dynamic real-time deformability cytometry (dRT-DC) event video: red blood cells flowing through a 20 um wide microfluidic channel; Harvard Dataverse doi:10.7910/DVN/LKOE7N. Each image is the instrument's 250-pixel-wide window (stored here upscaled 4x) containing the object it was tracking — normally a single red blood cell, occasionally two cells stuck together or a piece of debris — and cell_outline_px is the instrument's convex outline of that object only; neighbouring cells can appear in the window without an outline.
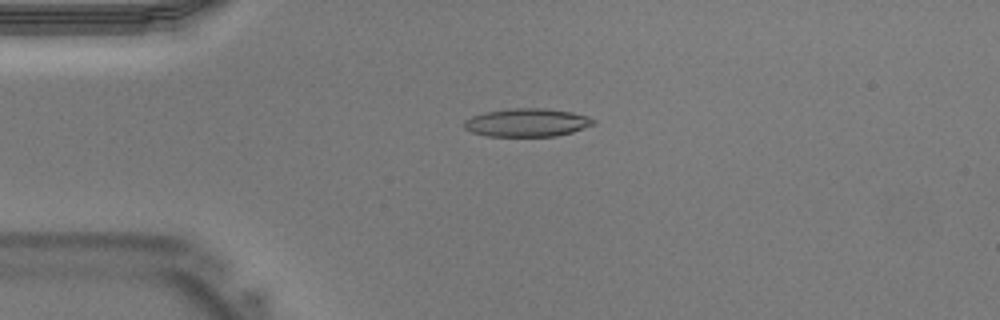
{"species": "Egyptian fruit bat (a non-hibernating species)", "species_latin": "Rousettus aegyptiacus", "temperature_condition": "warm", "stored_images_in_passage": 17, "camera_frame_rate_fps": 3000, "um_per_image_px": 0.085, "animal": {"sex": "male"}, "frame": {"image": 1, "passage_image": 6, "time_ms": 1.667, "image_size_px": [1000, 320], "cell_outline_px": [[596, 124], [572, 132], [556, 136], [488, 136], [472, 132], [464, 128], [464, 120], [472, 116], [484, 112], [508, 108], [544, 108], [572, 112], [588, 116], [596, 120]], "centroid_in_image_um": [44.81, 10.41], "position_along_channel_um": 40.2, "area_um2": 21.39}}